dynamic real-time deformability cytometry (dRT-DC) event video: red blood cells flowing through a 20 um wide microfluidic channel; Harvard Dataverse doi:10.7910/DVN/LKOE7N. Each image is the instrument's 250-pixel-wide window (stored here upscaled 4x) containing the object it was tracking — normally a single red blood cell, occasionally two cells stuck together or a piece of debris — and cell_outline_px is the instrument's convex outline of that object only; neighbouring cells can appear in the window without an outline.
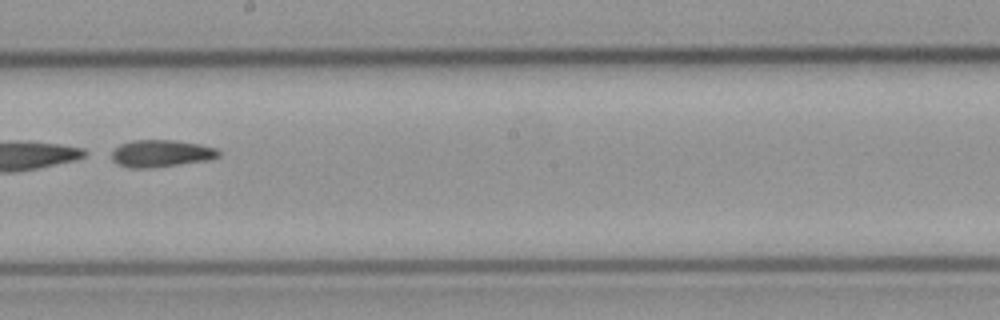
{"species": "common noctule bat (a hibernating species)", "species_latin": "Nyctalus noctula", "temperature_condition": "cold", "stored_images_in_passage": 45, "camera_frame_rate_fps": 3000, "um_per_image_px": 0.085, "animal": {"sex": "male", "body_mass_g": 23.1, "forearm_length_mm": 52.7}, "frame": {"image": 1, "passage_image": 25, "time_ms": 8.0, "image_size_px": [1000, 320], "cell_outline_px": [[220, 156], [208, 160], [152, 168], [128, 168], [112, 160], [112, 152], [120, 144], [132, 140], [176, 140], [200, 144], [216, 148], [220, 152]], "centroid_in_image_um": [13.71, 13.04], "position_along_channel_um": 234.5, "area_um2": 16.94}}